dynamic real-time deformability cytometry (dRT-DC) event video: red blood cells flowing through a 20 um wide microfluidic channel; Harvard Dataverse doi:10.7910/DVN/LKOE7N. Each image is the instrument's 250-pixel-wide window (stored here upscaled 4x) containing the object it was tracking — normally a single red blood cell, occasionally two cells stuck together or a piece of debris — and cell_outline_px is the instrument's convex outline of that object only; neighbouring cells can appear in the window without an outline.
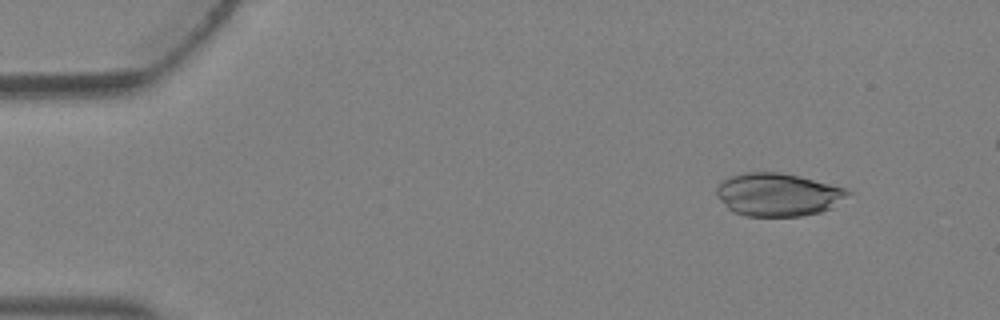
{"species": "Egyptian fruit bat (a non-hibernating species)", "species_latin": "Rousettus aegyptiacus", "temperature_condition": "warm", "stored_images_in_passage": 4, "camera_frame_rate_fps": 3000, "um_per_image_px": 0.085, "animal": {"sex": "female"}, "frame": {"image": 1, "passage_image": 1, "time_ms": 0.0, "image_size_px": [1000, 320], "cell_outline_px": [[852, 192], [832, 208], [820, 212], [800, 216], [744, 216], [732, 212], [716, 196], [716, 188], [724, 180], [732, 176], [744, 172], [780, 172], [800, 176], [848, 188]], "centroid_in_image_um": [66.14, 16.54], "position_along_channel_um": 18.9, "area_um2": 33.06}}